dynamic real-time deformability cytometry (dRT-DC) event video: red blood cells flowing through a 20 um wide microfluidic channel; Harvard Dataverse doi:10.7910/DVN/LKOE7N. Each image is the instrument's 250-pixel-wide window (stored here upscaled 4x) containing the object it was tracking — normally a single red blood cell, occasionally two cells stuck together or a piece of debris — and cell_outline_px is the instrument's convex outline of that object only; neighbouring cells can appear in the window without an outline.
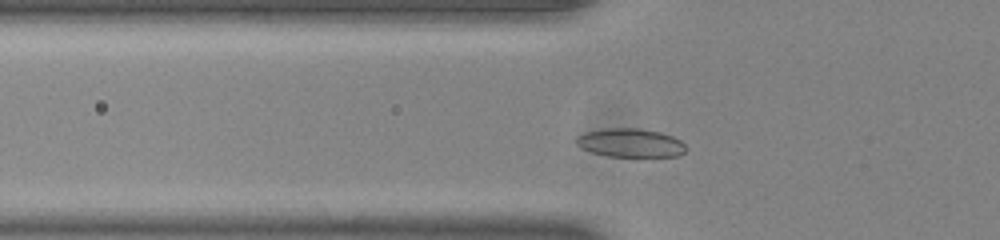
{"species": "common noctule bat (a hibernating species)", "species_latin": "Nyctalus noctula", "temperature_condition": "room temperature", "stored_images_in_passage": 46, "camera_frame_rate_fps": 3000, "um_per_image_px": 0.085, "animal": {"sex": "male", "body_mass_g": 20.0, "forearm_length_mm": 53.3}, "frame": {"image": 1, "passage_image": 10, "time_ms": 3.0, "image_size_px": [1000, 240], "cell_outline_px": [[688, 148], [684, 152], [676, 156], [608, 156], [592, 152], [580, 148], [576, 144], [576, 136], [584, 132], [604, 128], [640, 128], [660, 132], [672, 136], [680, 140]], "centroid_in_image_um": [53.56, 12.13], "position_along_channel_um": 72.2, "area_um2": 18.38}}
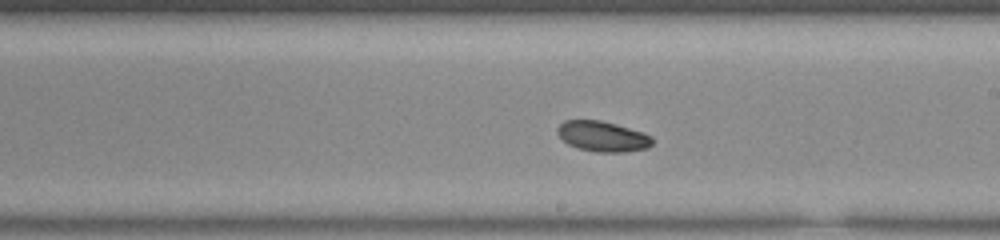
{"frame": {"image": 2, "passage_image": 23, "time_ms": 7.333, "image_size_px": [1000, 240], "cell_outline_px": [[652, 144], [648, 148], [624, 152], [596, 152], [576, 148], [568, 144], [556, 132], [556, 128], [564, 120], [600, 120], [616, 124], [644, 132], [652, 136]], "centroid_in_image_um": [51.22, 11.59], "position_along_channel_um": 237.8, "area_um2": 16.94}}
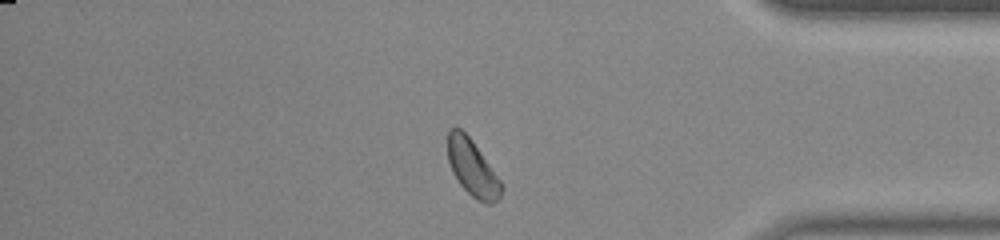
{"frame": {"image": 3, "passage_image": 37, "time_ms": 12.0, "image_size_px": [1000, 240], "cell_outline_px": [[504, 184], [500, 196], [492, 204], [488, 204], [476, 200], [460, 184], [452, 172], [448, 160], [448, 128], [460, 128], [472, 140]], "centroid_in_image_um": [40.17, 14.28], "position_along_channel_um": 395.0, "area_um2": 17.57}, "authors_computed_cell_mechanics": {"area_um2": 17.1666, "velocity_mm_per_s": 3.8299, "shape_relaxation_time_tau1_ms": 2.7647, "shape_relaxation_time_tau2_ms": 8.7445, "deformation_change_tau1": 0.0667, "deformation_change_tau2": 0.1264}}